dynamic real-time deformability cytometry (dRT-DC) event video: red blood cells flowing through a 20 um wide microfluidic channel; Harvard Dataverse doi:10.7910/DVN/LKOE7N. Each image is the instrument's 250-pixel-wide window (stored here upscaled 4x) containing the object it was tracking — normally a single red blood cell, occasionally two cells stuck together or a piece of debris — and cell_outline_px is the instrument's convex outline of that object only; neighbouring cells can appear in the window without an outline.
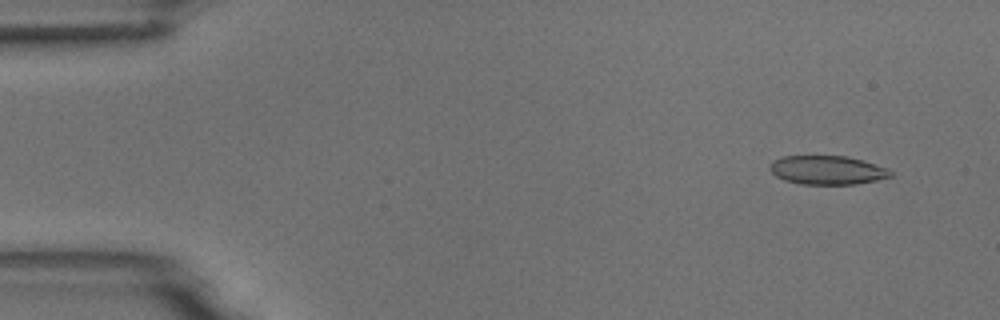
{"species": "common noctule bat (a hibernating species)", "species_latin": "Nyctalus noctula", "temperature_condition": "room temperature", "stored_images_in_passage": 5, "camera_frame_rate_fps": 3000, "um_per_image_px": 0.085, "animal": {"sex": "male", "body_mass_g": 18.8}, "frame": {"image": 1, "passage_image": 1, "time_ms": 0.0, "image_size_px": [1000, 320], "cell_outline_px": [[892, 176], [876, 180], [856, 184], [800, 184], [784, 180], [776, 176], [768, 168], [768, 164], [772, 160], [784, 156], [848, 156], [864, 160], [888, 168], [892, 172]], "centroid_in_image_um": [70.3, 14.45], "position_along_channel_um": 14.7, "area_um2": 20.46}}